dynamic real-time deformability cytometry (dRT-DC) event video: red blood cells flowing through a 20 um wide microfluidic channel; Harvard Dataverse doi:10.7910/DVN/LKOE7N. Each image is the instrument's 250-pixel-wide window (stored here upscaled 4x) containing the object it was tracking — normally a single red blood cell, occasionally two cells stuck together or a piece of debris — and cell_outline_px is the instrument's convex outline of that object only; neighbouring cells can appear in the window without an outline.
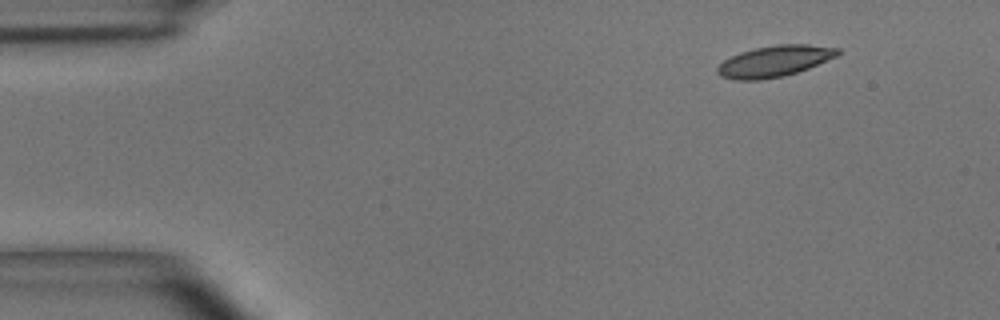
{"species": "common noctule bat (a hibernating species)", "species_latin": "Nyctalus noctula", "temperature_condition": "room temperature", "stored_images_in_passage": 2, "camera_frame_rate_fps": 3000, "um_per_image_px": 0.085, "animal": {"sex": "male", "body_mass_g": 15.6}, "frame": {"image": 1, "passage_image": 1, "time_ms": 0.0, "image_size_px": [1000, 320], "cell_outline_px": [[820, 60], [812, 64], [788, 72], [768, 76], [740, 76], [772, 48], [816, 48]], "centroid_in_image_um": [66.53, 5.22], "position_along_channel_um": 18.5, "area_um2": 10.29}}